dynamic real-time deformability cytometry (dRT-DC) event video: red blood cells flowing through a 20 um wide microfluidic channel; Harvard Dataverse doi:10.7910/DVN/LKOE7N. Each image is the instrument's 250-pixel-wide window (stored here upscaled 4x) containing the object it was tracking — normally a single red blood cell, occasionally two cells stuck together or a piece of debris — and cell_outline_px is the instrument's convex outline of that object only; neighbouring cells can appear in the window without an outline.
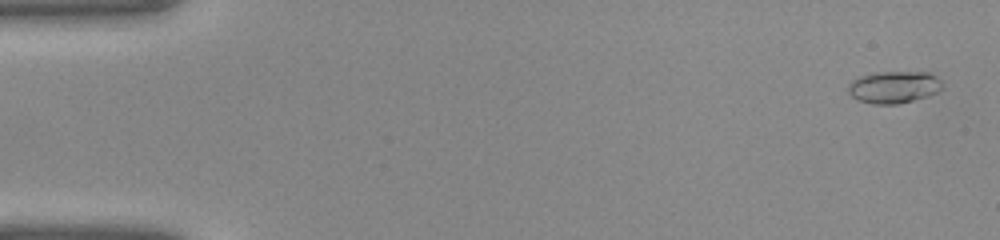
{"species": "common noctule bat (a hibernating species)", "species_latin": "Nyctalus noctula", "temperature_condition": "warm", "stored_images_in_passage": 41, "camera_frame_rate_fps": 3000, "um_per_image_px": 0.085, "animal": {"sex": "female", "body_mass_g": 22.0, "forearm_length_mm": 56.7}, "frame": {"image": 1, "passage_image": 2, "time_ms": 0.333, "image_size_px": [1000, 240], "cell_outline_px": [[940, 88], [936, 92], [928, 96], [900, 104], [872, 104], [856, 100], [848, 92], [848, 84], [852, 80], [860, 76], [876, 72], [928, 72], [940, 80]], "centroid_in_image_um": [75.92, 7.41], "position_along_channel_um": 9.1, "area_um2": 17.57}}
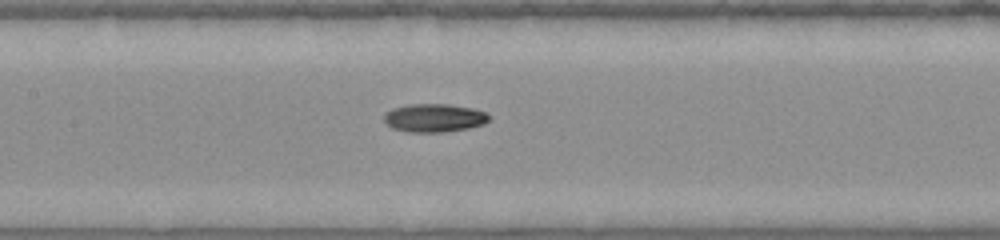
{"frame": {"image": 2, "passage_image": 20, "time_ms": 6.333, "image_size_px": [1000, 240], "cell_outline_px": [[488, 120], [484, 124], [468, 128], [444, 132], [408, 132], [392, 128], [384, 120], [384, 116], [392, 108], [408, 104], [448, 104], [472, 108], [484, 112], [488, 116]], "centroid_in_image_um": [36.89, 10.02], "position_along_channel_um": 170.5, "area_um2": 17.17}}
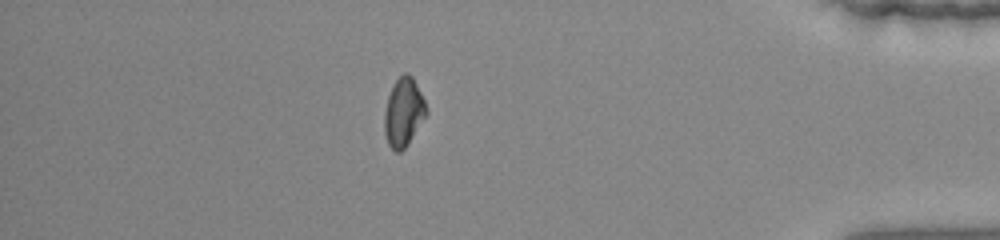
{"frame": {"image": 3, "passage_image": 36, "time_ms": 11.667, "image_size_px": [1000, 240], "cell_outline_px": [[428, 112], [408, 144], [400, 152], [396, 152], [388, 144], [384, 132], [384, 112], [388, 96], [396, 80], [404, 72], [408, 72], [412, 76], [428, 108]], "centroid_in_image_um": [34.3, 9.54], "position_along_channel_um": 400.9, "area_um2": 16.65}}